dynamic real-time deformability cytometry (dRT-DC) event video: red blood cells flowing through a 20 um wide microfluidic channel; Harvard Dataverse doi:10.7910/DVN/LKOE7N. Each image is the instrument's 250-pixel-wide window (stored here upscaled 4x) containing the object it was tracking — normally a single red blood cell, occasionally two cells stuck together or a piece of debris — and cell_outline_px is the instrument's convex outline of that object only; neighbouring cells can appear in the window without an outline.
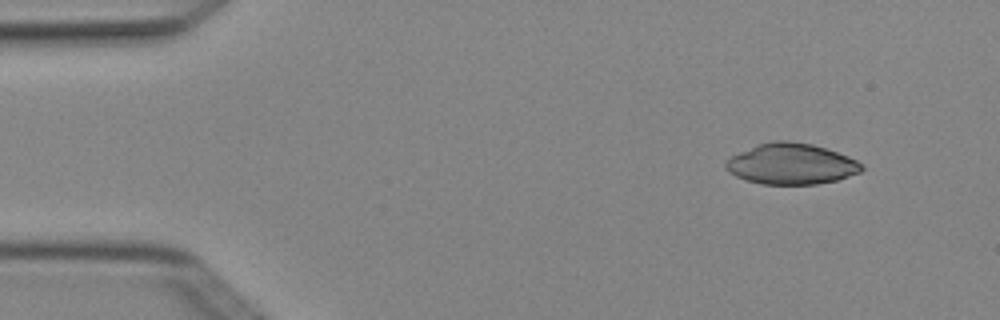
{"species": "Egyptian fruit bat (a non-hibernating species)", "species_latin": "Rousettus aegyptiacus", "temperature_condition": "cold", "stored_images_in_passage": 3, "camera_frame_rate_fps": 3000, "um_per_image_px": 0.085, "animal": {"sex": "female"}, "frame": {"image": 1, "passage_image": 1, "time_ms": 0.0, "image_size_px": [1000, 320], "cell_outline_px": [[864, 168], [860, 172], [836, 180], [816, 184], [764, 184], [748, 180], [736, 176], [728, 172], [724, 168], [724, 164], [732, 156], [740, 152], [760, 144], [776, 140], [788, 140], [812, 144], [848, 156], [856, 160]], "centroid_in_image_um": [67.25, 13.93], "position_along_channel_um": 17.8, "area_um2": 31.96}}